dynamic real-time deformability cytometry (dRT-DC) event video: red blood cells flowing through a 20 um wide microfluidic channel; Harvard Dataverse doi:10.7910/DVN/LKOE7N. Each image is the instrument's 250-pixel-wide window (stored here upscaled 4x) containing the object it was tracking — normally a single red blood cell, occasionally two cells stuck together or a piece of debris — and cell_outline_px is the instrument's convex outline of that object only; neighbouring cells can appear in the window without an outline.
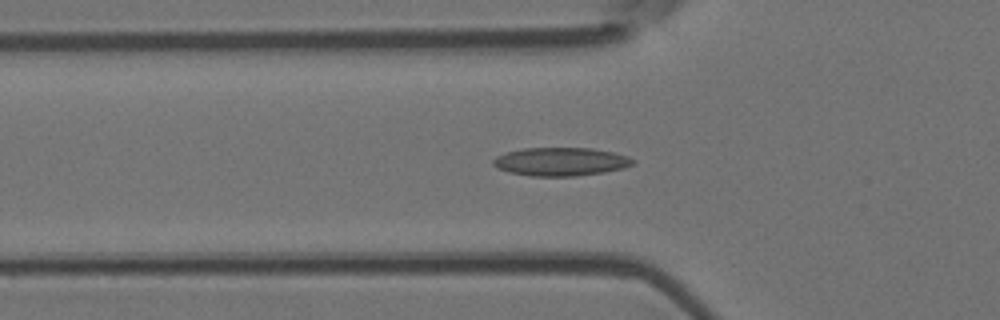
{"species": "Egyptian fruit bat (a non-hibernating species)", "species_latin": "Rousettus aegyptiacus", "temperature_condition": "room temperature", "stored_images_in_passage": 48, "camera_frame_rate_fps": 3000, "um_per_image_px": 0.085, "animal": {"sex": "female"}, "frame": {"image": 1, "passage_image": 16, "time_ms": 5.0, "image_size_px": [1000, 320], "cell_outline_px": [[636, 160], [632, 164], [624, 168], [604, 172], [576, 176], [528, 176], [508, 172], [492, 164], [492, 160], [496, 156], [508, 152], [524, 148], [592, 148], [612, 152], [628, 156]], "centroid_in_image_um": [47.67, 13.74], "position_along_channel_um": 78.1, "area_um2": 23.06}}
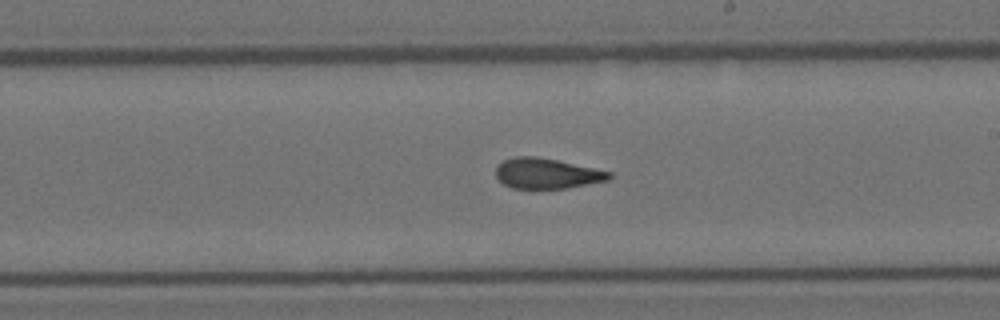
{"frame": {"image": 2, "passage_image": 29, "time_ms": 9.333, "image_size_px": [1000, 320], "cell_outline_px": [[612, 176], [608, 180], [568, 188], [512, 188], [504, 184], [496, 176], [496, 164], [512, 156], [536, 156], [556, 160], [612, 172]], "centroid_in_image_um": [46.45, 14.73], "position_along_channel_um": 242.6, "area_um2": 20.0}}
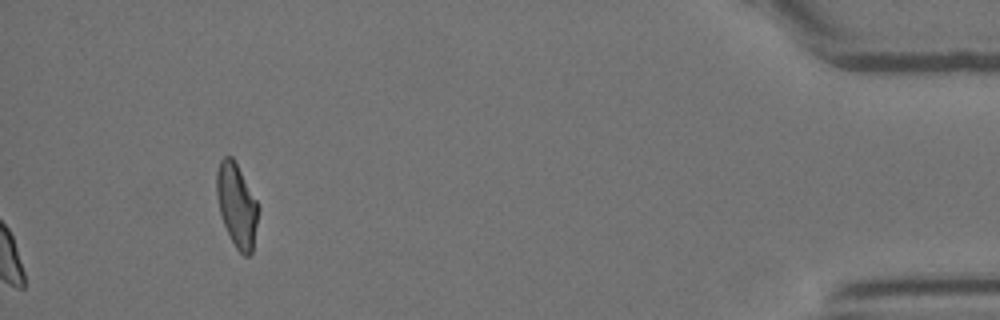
{"frame": {"image": 3, "passage_image": 48, "time_ms": 15.667, "image_size_px": [1000, 320], "cell_outline_px": [[260, 208], [252, 252], [248, 256], [244, 256], [236, 248], [224, 224], [220, 212], [216, 196], [216, 172], [220, 160], [224, 156], [232, 156], [260, 204]], "centroid_in_image_um": [20.15, 17.42], "position_along_channel_um": 415.1, "area_um2": 20.46}, "authors_computed_cell_mechanics": {"area_um2": 21.3571, "velocity_mm_per_s": 3.7754, "shape_relaxation_time_tau1_ms": null, "shape_relaxation_time_tau2_ms": 2.3422, "deformation_change_tau1": null, "deformation_change_tau2": 0.099}}